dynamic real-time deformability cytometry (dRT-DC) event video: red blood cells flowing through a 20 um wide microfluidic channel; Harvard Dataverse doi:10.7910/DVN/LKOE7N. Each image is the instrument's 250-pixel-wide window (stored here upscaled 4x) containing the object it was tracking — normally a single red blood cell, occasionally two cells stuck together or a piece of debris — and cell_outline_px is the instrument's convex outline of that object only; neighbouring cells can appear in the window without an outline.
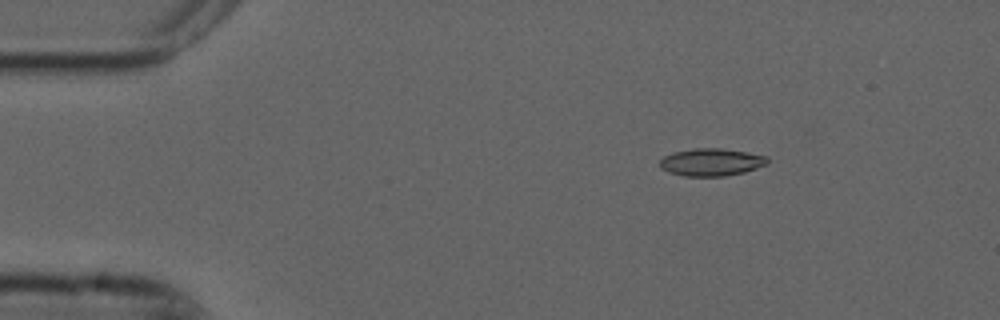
{"species": "common noctule bat (a hibernating species)", "species_latin": "Nyctalus noctula", "temperature_condition": "cold", "stored_images_in_passage": 3, "camera_frame_rate_fps": 3000, "um_per_image_px": 0.085, "animal": {"sex": "male", "forearm_length_mm": 52.5}, "frame": {"image": 1, "passage_image": 1, "time_ms": 0.0, "image_size_px": [1000, 320], "cell_outline_px": [[768, 164], [744, 172], [724, 176], [684, 176], [668, 172], [660, 168], [660, 160], [664, 156], [672, 152], [692, 148], [720, 148], [748, 152], [768, 156]], "centroid_in_image_um": [60.45, 13.77], "position_along_channel_um": 24.5, "area_um2": 17.4}}